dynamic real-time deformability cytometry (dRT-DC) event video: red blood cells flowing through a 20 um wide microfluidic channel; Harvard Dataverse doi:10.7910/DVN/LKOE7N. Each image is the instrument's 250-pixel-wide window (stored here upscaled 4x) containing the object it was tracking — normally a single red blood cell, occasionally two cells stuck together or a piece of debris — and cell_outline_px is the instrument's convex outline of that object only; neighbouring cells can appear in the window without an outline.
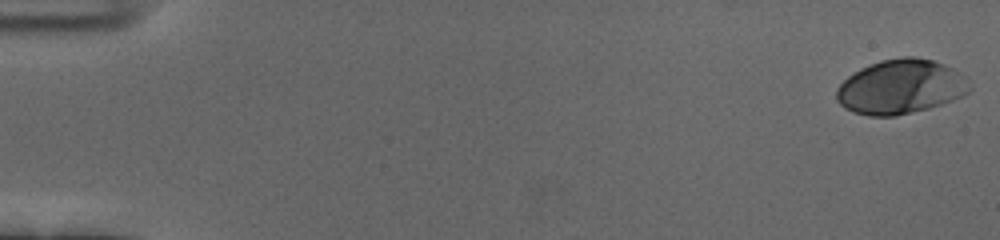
{"species": "human", "species_latin": "Homo sapiens", "temperature_condition": "cold", "stored_images_in_passage": 56, "camera_frame_rate_fps": 3000, "um_per_image_px": 0.085, "donor": {"sex": "female"}, "frame": {"image": 1, "passage_image": 1, "time_ms": 0.0, "image_size_px": [1000, 240], "cell_outline_px": [[972, 88], [968, 92], [952, 100], [928, 108], [896, 116], [868, 116], [852, 112], [844, 108], [836, 100], [836, 88], [848, 76], [860, 68], [880, 60], [904, 56], [912, 56], [932, 60], [944, 64], [952, 68], [964, 76]], "centroid_in_image_um": [76.52, 7.38], "position_along_channel_um": 8.5, "area_um2": 42.19}}
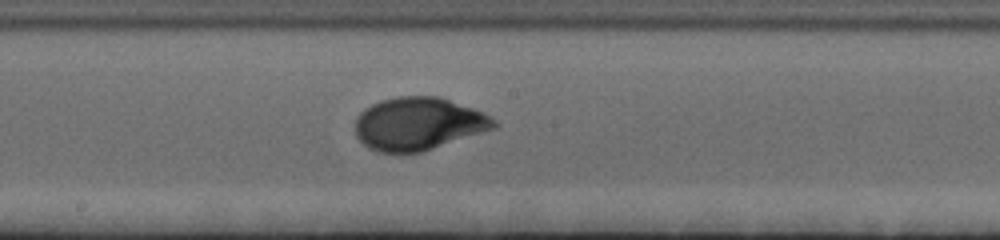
{"frame": {"image": 2, "passage_image": 31, "time_ms": 10.0, "image_size_px": [1000, 240], "cell_outline_px": [[500, 124], [496, 128], [420, 152], [400, 156], [380, 152], [368, 148], [356, 136], [356, 116], [364, 108], [380, 100], [396, 96], [440, 96], [484, 112], [496, 120]], "centroid_in_image_um": [35.55, 10.53], "position_along_channel_um": 212.6, "area_um2": 43.35}}
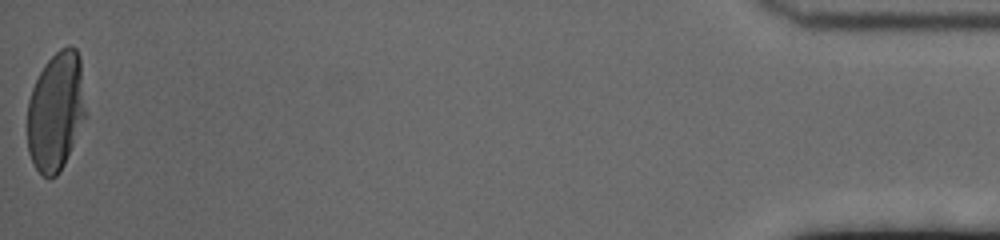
{"frame": {"image": 3, "passage_image": 56, "time_ms": 18.333, "image_size_px": [1000, 240], "cell_outline_px": [[88, 116], [60, 172], [56, 176], [48, 180], [36, 168], [28, 152], [28, 100], [32, 88], [44, 64], [60, 48], [68, 44], [72, 44], [76, 48], [80, 56], [88, 112]], "centroid_in_image_um": [4.8, 9.44], "position_along_channel_um": 430.4, "area_um2": 41.38}, "authors_computed_cell_mechanics": {"area_um2": 40.7201, "velocity_mm_per_s": 3.655, "shape_relaxation_time_tau1_ms": 3.5121, "shape_relaxation_time_tau2_ms": null, "deformation_change_tau1": 0.1753, "deformation_change_tau2": null}}